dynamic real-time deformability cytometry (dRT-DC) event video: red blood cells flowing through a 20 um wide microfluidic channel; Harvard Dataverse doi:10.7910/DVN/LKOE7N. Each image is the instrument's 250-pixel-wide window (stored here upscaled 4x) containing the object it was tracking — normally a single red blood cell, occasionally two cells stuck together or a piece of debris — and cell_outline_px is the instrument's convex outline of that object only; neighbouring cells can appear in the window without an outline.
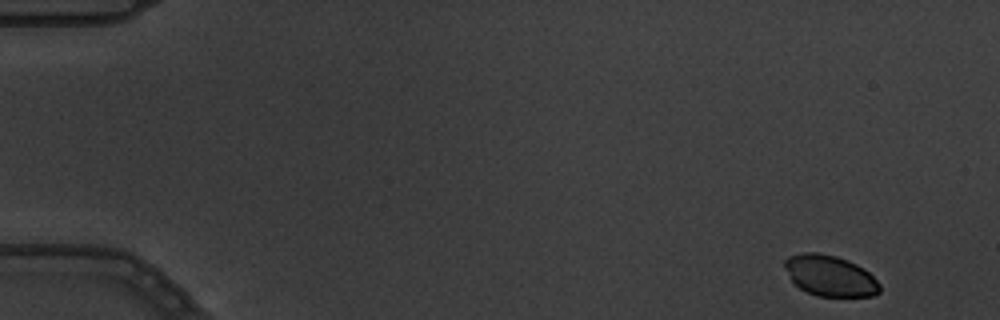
{"species": "common noctule bat (a hibernating species)", "species_latin": "Nyctalus noctula", "temperature_condition": "warm", "stored_images_in_passage": 10, "camera_frame_rate_fps": 3000, "um_per_image_px": 0.085, "animal": {"sex": "male", "body_mass_g": 19.5, "forearm_length_mm": 54.6}, "frame": {"image": 1, "passage_image": 1, "time_ms": 0.0, "image_size_px": [1000, 320], "cell_outline_px": [[880, 292], [872, 296], [816, 296], [792, 284], [784, 268], [784, 260], [788, 256], [804, 252], [816, 252], [836, 256], [848, 260], [864, 268], [880, 284]], "centroid_in_image_um": [70.51, 23.43], "position_along_channel_um": 14.5, "area_um2": 22.83}}